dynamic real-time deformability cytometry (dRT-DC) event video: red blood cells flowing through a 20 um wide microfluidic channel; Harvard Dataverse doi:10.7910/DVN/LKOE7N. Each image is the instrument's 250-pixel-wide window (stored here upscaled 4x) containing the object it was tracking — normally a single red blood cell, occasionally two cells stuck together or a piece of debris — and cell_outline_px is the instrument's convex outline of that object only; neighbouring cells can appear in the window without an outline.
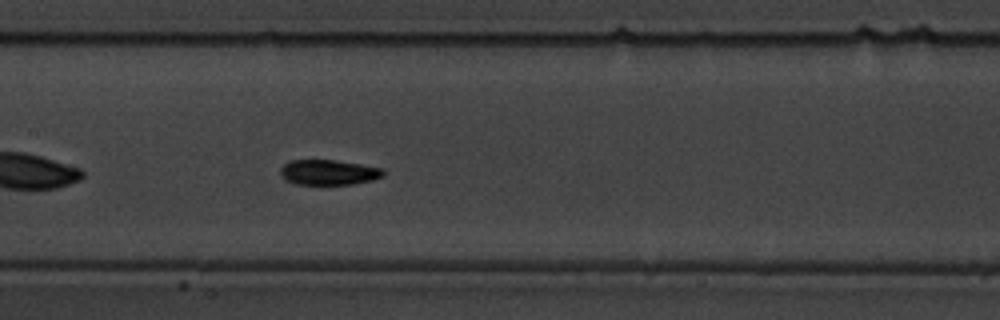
{"species": "common noctule bat (a hibernating species)", "species_latin": "Nyctalus noctula", "temperature_condition": "warm", "stored_images_in_passage": 40, "camera_frame_rate_fps": 3000, "um_per_image_px": 0.085, "animal": {"sex": "male", "body_mass_g": 19.5, "forearm_length_mm": 54.6}, "frame": {"image": 1, "passage_image": 12, "time_ms": 3.667, "image_size_px": [1000, 320], "cell_outline_px": [[384, 176], [372, 180], [352, 184], [296, 184], [284, 180], [280, 172], [280, 168], [288, 160], [336, 160], [384, 168]], "centroid_in_image_um": [27.92, 14.64], "position_along_channel_um": 179.5, "area_um2": 15.2}}
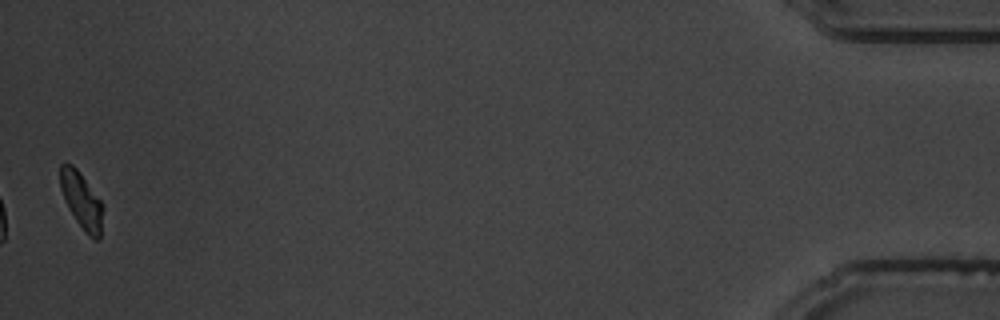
{"frame": {"image": 2, "passage_image": 40, "time_ms": 13.0, "image_size_px": [1000, 320], "cell_outline_px": [[104, 208], [100, 240], [92, 240], [84, 232], [68, 208], [64, 200], [60, 188], [60, 164], [72, 164], [76, 168], [100, 200]], "centroid_in_image_um": [6.94, 17.11], "position_along_channel_um": 428.3, "area_um2": 14.1}, "authors_computed_cell_mechanics": {"area_um2": 14.9413, "velocity_mm_per_s": 3.6336, "shape_relaxation_time_tau1_ms": 2.3643, "shape_relaxation_time_tau2_ms": 2.6887, "deformation_change_tau1": 0.1507, "deformation_change_tau2": 0.0802}}